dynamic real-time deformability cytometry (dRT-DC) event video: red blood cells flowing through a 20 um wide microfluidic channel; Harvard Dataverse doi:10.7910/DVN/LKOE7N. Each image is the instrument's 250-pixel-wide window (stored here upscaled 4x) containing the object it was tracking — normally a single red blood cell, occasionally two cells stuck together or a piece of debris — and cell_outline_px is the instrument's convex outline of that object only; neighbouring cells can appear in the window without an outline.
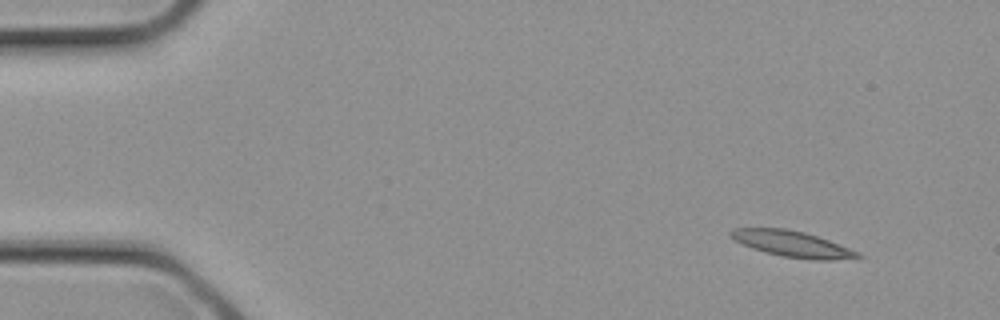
{"species": "common noctule bat (a hibernating species)", "species_latin": "Nyctalus noctula", "temperature_condition": "cold", "stored_images_in_passage": 2, "camera_frame_rate_fps": 3000, "um_per_image_px": 0.085, "animal": {"sex": "female", "body_mass_g": 21.9}, "frame": {"image": 1, "passage_image": 1, "time_ms": 0.0, "image_size_px": [1000, 320], "cell_outline_px": [[864, 256], [832, 260], [816, 260], [784, 256], [752, 248], [736, 240], [728, 232], [732, 228], [784, 228], [804, 232], [828, 240], [860, 252]], "centroid_in_image_um": [67.36, 20.72], "position_along_channel_um": 17.6, "area_um2": 18.79}}